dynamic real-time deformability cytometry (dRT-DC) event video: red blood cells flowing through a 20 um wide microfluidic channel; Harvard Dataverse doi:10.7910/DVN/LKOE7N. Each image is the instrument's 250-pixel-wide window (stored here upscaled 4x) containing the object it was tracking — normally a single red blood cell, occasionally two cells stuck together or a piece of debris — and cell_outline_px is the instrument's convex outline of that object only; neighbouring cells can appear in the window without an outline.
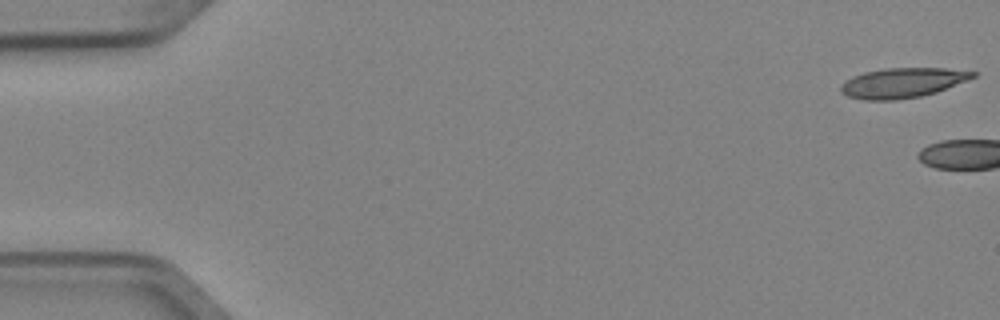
{"species": "Egyptian fruit bat (a non-hibernating species)", "species_latin": "Rousettus aegyptiacus", "temperature_condition": "cold", "stored_images_in_passage": 2, "camera_frame_rate_fps": 3000, "um_per_image_px": 0.085, "animal": {"sex": "female"}, "frame": {"image": 1, "passage_image": 1, "time_ms": 0.0, "image_size_px": [1000, 320], "cell_outline_px": [[976, 76], [968, 80], [936, 92], [920, 96], [896, 100], [864, 100], [848, 96], [840, 92], [840, 88], [852, 76], [864, 72], [884, 68], [944, 68], [976, 72]], "centroid_in_image_um": [76.71, 7.04], "position_along_channel_um": 8.3, "area_um2": 22.83}}